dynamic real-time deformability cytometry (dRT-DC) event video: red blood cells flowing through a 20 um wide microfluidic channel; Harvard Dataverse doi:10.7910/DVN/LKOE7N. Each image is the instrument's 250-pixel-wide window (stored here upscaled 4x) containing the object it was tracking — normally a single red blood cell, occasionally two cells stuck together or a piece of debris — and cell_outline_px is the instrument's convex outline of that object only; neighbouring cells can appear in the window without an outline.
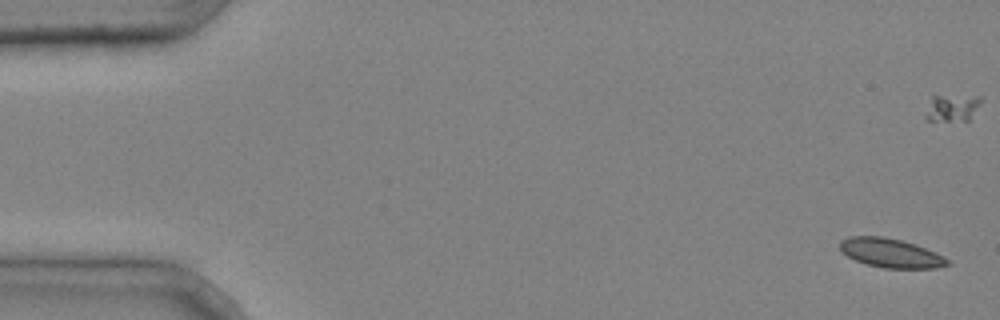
{"species": "common noctule bat (a hibernating species)", "species_latin": "Nyctalus noctula", "temperature_condition": "cold", "stored_images_in_passage": 8, "camera_frame_rate_fps": 3000, "um_per_image_px": 0.085, "animal": {"sex": "male", "body_mass_g": 20.4}, "frame": {"image": 1, "passage_image": 1, "time_ms": 0.0, "image_size_px": [1000, 320], "cell_outline_px": [[952, 264], [936, 268], [884, 268], [868, 264], [856, 260], [848, 256], [840, 248], [840, 240], [848, 236], [884, 236], [916, 244], [936, 252], [944, 256]], "centroid_in_image_um": [75.74, 21.5], "position_along_channel_um": 9.3, "area_um2": 18.21}}
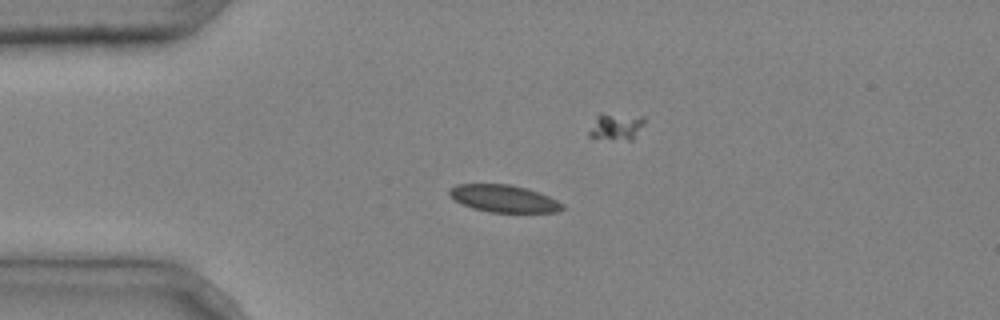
{"frame": {"image": 2, "passage_image": 4, "time_ms": 1.0, "image_size_px": [1000, 320], "cell_outline_px": [[564, 208], [556, 212], [488, 212], [472, 208], [456, 200], [448, 192], [456, 184], [508, 184], [540, 192], [564, 204]], "centroid_in_image_um": [42.85, 16.88], "position_along_channel_um": 42.2, "area_um2": 17.69}}